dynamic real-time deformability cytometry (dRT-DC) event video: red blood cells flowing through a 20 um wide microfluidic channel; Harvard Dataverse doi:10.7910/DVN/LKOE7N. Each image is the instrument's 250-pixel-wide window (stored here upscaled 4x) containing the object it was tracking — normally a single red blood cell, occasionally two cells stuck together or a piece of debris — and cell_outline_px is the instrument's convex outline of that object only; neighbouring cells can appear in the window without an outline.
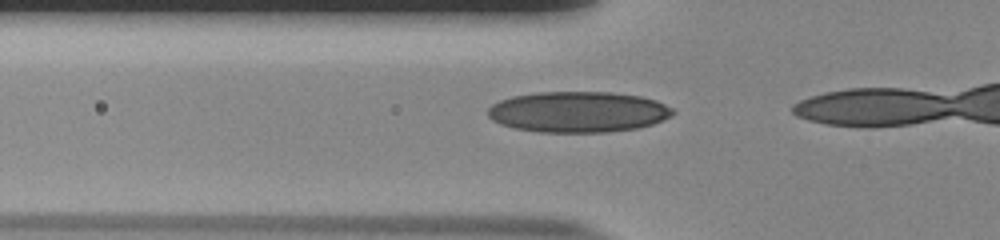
{"species": "human", "species_latin": "Homo sapiens", "temperature_condition": "room temperature", "stored_images_in_passage": 12, "camera_frame_rate_fps": 3000, "um_per_image_px": 0.085, "donor": {"sex": "male"}, "frame": {"image": 1, "passage_image": 10, "time_ms": 3.0, "image_size_px": [1000, 240], "cell_outline_px": [[676, 112], [672, 116], [652, 124], [636, 128], [608, 132], [540, 132], [516, 128], [500, 124], [492, 120], [488, 116], [488, 108], [492, 104], [500, 100], [512, 96], [536, 92], [612, 92], [640, 96], [656, 100], [672, 108]], "centroid_in_image_um": [49.14, 9.51], "position_along_channel_um": 76.7, "area_um2": 44.1}}